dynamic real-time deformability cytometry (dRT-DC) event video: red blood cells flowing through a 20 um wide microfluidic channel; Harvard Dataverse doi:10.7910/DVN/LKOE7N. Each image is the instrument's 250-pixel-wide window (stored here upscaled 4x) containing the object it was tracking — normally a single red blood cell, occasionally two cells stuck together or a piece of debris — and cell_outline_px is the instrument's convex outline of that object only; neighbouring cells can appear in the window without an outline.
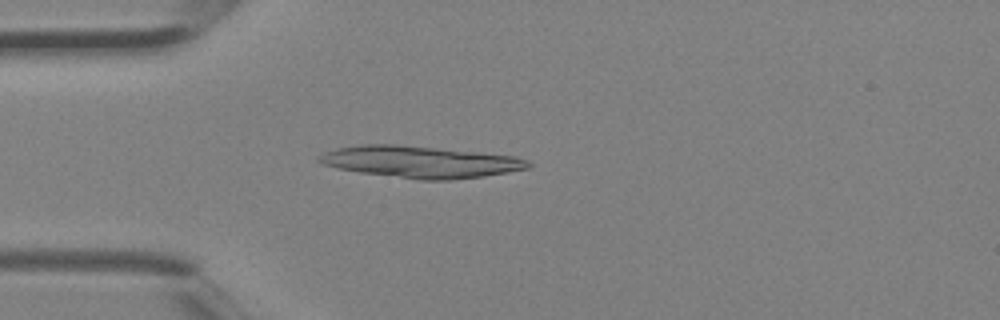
{"species": "Egyptian fruit bat (a non-hibernating species)", "species_latin": "Rousettus aegyptiacus", "temperature_condition": "room temperature", "stored_images_in_passage": 2, "camera_frame_rate_fps": 3000, "um_per_image_px": 0.085, "animal": {"sex": "female"}, "frame": {"image": 1, "passage_image": 2, "time_ms": 0.333, "image_size_px": [1000, 320], "cell_outline_px": [[532, 164], [528, 168], [508, 172], [484, 176], [452, 180], [420, 180], [360, 172], [336, 168], [324, 164], [316, 160], [324, 152], [336, 148], [360, 144], [392, 144], [436, 148], [516, 156], [528, 160]], "centroid_in_image_um": [35.73, 13.76], "position_along_channel_um": 49.3, "area_um2": 38.55}}